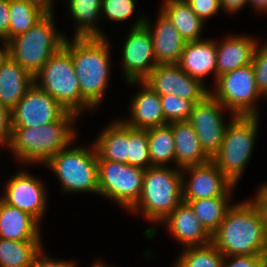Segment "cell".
<instances>
[{
    "label": "cell",
    "mask_w": 267,
    "mask_h": 267,
    "mask_svg": "<svg viewBox=\"0 0 267 267\" xmlns=\"http://www.w3.org/2000/svg\"><path fill=\"white\" fill-rule=\"evenodd\" d=\"M223 256L265 254L267 231L262 209L254 198L232 204L212 235Z\"/></svg>",
    "instance_id": "6da1fadb"
},
{
    "label": "cell",
    "mask_w": 267,
    "mask_h": 267,
    "mask_svg": "<svg viewBox=\"0 0 267 267\" xmlns=\"http://www.w3.org/2000/svg\"><path fill=\"white\" fill-rule=\"evenodd\" d=\"M110 42L107 37L66 38L82 99L93 109L100 106L108 88L111 68Z\"/></svg>",
    "instance_id": "7a4b0ae2"
},
{
    "label": "cell",
    "mask_w": 267,
    "mask_h": 267,
    "mask_svg": "<svg viewBox=\"0 0 267 267\" xmlns=\"http://www.w3.org/2000/svg\"><path fill=\"white\" fill-rule=\"evenodd\" d=\"M78 115L68 112L62 119L37 128H12L8 149L22 164H46L75 141ZM74 125V126H73Z\"/></svg>",
    "instance_id": "3957f363"
},
{
    "label": "cell",
    "mask_w": 267,
    "mask_h": 267,
    "mask_svg": "<svg viewBox=\"0 0 267 267\" xmlns=\"http://www.w3.org/2000/svg\"><path fill=\"white\" fill-rule=\"evenodd\" d=\"M181 169L173 166H152L145 169L142 193L129 210L140 213L151 223L159 224L182 202Z\"/></svg>",
    "instance_id": "277c9868"
},
{
    "label": "cell",
    "mask_w": 267,
    "mask_h": 267,
    "mask_svg": "<svg viewBox=\"0 0 267 267\" xmlns=\"http://www.w3.org/2000/svg\"><path fill=\"white\" fill-rule=\"evenodd\" d=\"M54 13H47L24 34L6 43V54L34 76L59 51L66 36L56 30Z\"/></svg>",
    "instance_id": "5b68a950"
},
{
    "label": "cell",
    "mask_w": 267,
    "mask_h": 267,
    "mask_svg": "<svg viewBox=\"0 0 267 267\" xmlns=\"http://www.w3.org/2000/svg\"><path fill=\"white\" fill-rule=\"evenodd\" d=\"M229 116L222 144L211 160L237 186L254 150L260 116Z\"/></svg>",
    "instance_id": "8992f818"
},
{
    "label": "cell",
    "mask_w": 267,
    "mask_h": 267,
    "mask_svg": "<svg viewBox=\"0 0 267 267\" xmlns=\"http://www.w3.org/2000/svg\"><path fill=\"white\" fill-rule=\"evenodd\" d=\"M34 83L67 111L82 115L93 109L82 99L70 52L63 46L33 76Z\"/></svg>",
    "instance_id": "52a82bcc"
},
{
    "label": "cell",
    "mask_w": 267,
    "mask_h": 267,
    "mask_svg": "<svg viewBox=\"0 0 267 267\" xmlns=\"http://www.w3.org/2000/svg\"><path fill=\"white\" fill-rule=\"evenodd\" d=\"M60 150L44 166L52 170L63 193H95L98 195V158L94 144Z\"/></svg>",
    "instance_id": "ba28073f"
},
{
    "label": "cell",
    "mask_w": 267,
    "mask_h": 267,
    "mask_svg": "<svg viewBox=\"0 0 267 267\" xmlns=\"http://www.w3.org/2000/svg\"><path fill=\"white\" fill-rule=\"evenodd\" d=\"M210 93L235 116H259L256 101L262 98L252 64L222 74Z\"/></svg>",
    "instance_id": "9c48e42d"
},
{
    "label": "cell",
    "mask_w": 267,
    "mask_h": 267,
    "mask_svg": "<svg viewBox=\"0 0 267 267\" xmlns=\"http://www.w3.org/2000/svg\"><path fill=\"white\" fill-rule=\"evenodd\" d=\"M144 172L125 163L98 159V194L128 211L140 198Z\"/></svg>",
    "instance_id": "30bf717a"
},
{
    "label": "cell",
    "mask_w": 267,
    "mask_h": 267,
    "mask_svg": "<svg viewBox=\"0 0 267 267\" xmlns=\"http://www.w3.org/2000/svg\"><path fill=\"white\" fill-rule=\"evenodd\" d=\"M146 16L139 15L131 26L122 48L125 81H143L158 65L154 55L153 40L144 25Z\"/></svg>",
    "instance_id": "8fae6325"
},
{
    "label": "cell",
    "mask_w": 267,
    "mask_h": 267,
    "mask_svg": "<svg viewBox=\"0 0 267 267\" xmlns=\"http://www.w3.org/2000/svg\"><path fill=\"white\" fill-rule=\"evenodd\" d=\"M223 111L228 110L209 93L203 100L193 105L188 122L199 139L202 150L212 159L219 151L229 122H224Z\"/></svg>",
    "instance_id": "7c38bea8"
},
{
    "label": "cell",
    "mask_w": 267,
    "mask_h": 267,
    "mask_svg": "<svg viewBox=\"0 0 267 267\" xmlns=\"http://www.w3.org/2000/svg\"><path fill=\"white\" fill-rule=\"evenodd\" d=\"M67 111L35 83L11 110L12 128H37L62 119Z\"/></svg>",
    "instance_id": "4fadbf2b"
},
{
    "label": "cell",
    "mask_w": 267,
    "mask_h": 267,
    "mask_svg": "<svg viewBox=\"0 0 267 267\" xmlns=\"http://www.w3.org/2000/svg\"><path fill=\"white\" fill-rule=\"evenodd\" d=\"M4 189V194L0 197L3 202L30 214L40 223L48 204L47 190L42 179L32 175L30 171L20 170L10 176Z\"/></svg>",
    "instance_id": "5bb4252c"
},
{
    "label": "cell",
    "mask_w": 267,
    "mask_h": 267,
    "mask_svg": "<svg viewBox=\"0 0 267 267\" xmlns=\"http://www.w3.org/2000/svg\"><path fill=\"white\" fill-rule=\"evenodd\" d=\"M181 175L182 200L232 196L236 186L211 159L204 164L181 169ZM187 176H190V180H187Z\"/></svg>",
    "instance_id": "9a60e30c"
},
{
    "label": "cell",
    "mask_w": 267,
    "mask_h": 267,
    "mask_svg": "<svg viewBox=\"0 0 267 267\" xmlns=\"http://www.w3.org/2000/svg\"><path fill=\"white\" fill-rule=\"evenodd\" d=\"M143 82L160 96L173 94L194 104L210 93L207 86L186 74L178 64H158Z\"/></svg>",
    "instance_id": "2e32d148"
},
{
    "label": "cell",
    "mask_w": 267,
    "mask_h": 267,
    "mask_svg": "<svg viewBox=\"0 0 267 267\" xmlns=\"http://www.w3.org/2000/svg\"><path fill=\"white\" fill-rule=\"evenodd\" d=\"M127 83L130 86L139 84L142 89L131 99L129 118L123 117L121 120L131 128L143 130L168 124L164 118L160 95L143 81H129Z\"/></svg>",
    "instance_id": "e0dca14e"
},
{
    "label": "cell",
    "mask_w": 267,
    "mask_h": 267,
    "mask_svg": "<svg viewBox=\"0 0 267 267\" xmlns=\"http://www.w3.org/2000/svg\"><path fill=\"white\" fill-rule=\"evenodd\" d=\"M184 247L204 246L212 243V236L201 224L188 202L182 201L161 224Z\"/></svg>",
    "instance_id": "ac0fdd59"
},
{
    "label": "cell",
    "mask_w": 267,
    "mask_h": 267,
    "mask_svg": "<svg viewBox=\"0 0 267 267\" xmlns=\"http://www.w3.org/2000/svg\"><path fill=\"white\" fill-rule=\"evenodd\" d=\"M144 25L151 34L157 64H177L187 41L170 19L160 10L154 25L149 18L145 19Z\"/></svg>",
    "instance_id": "d6986e66"
},
{
    "label": "cell",
    "mask_w": 267,
    "mask_h": 267,
    "mask_svg": "<svg viewBox=\"0 0 267 267\" xmlns=\"http://www.w3.org/2000/svg\"><path fill=\"white\" fill-rule=\"evenodd\" d=\"M217 47L213 39L186 42L177 63L181 69L203 84L209 75L217 81Z\"/></svg>",
    "instance_id": "ffe728a7"
},
{
    "label": "cell",
    "mask_w": 267,
    "mask_h": 267,
    "mask_svg": "<svg viewBox=\"0 0 267 267\" xmlns=\"http://www.w3.org/2000/svg\"><path fill=\"white\" fill-rule=\"evenodd\" d=\"M258 41L249 35H230L217 47V79L220 75L252 63L253 54Z\"/></svg>",
    "instance_id": "44dd1931"
},
{
    "label": "cell",
    "mask_w": 267,
    "mask_h": 267,
    "mask_svg": "<svg viewBox=\"0 0 267 267\" xmlns=\"http://www.w3.org/2000/svg\"><path fill=\"white\" fill-rule=\"evenodd\" d=\"M34 83L33 76L8 54L0 60V105L12 110Z\"/></svg>",
    "instance_id": "7402d4cb"
},
{
    "label": "cell",
    "mask_w": 267,
    "mask_h": 267,
    "mask_svg": "<svg viewBox=\"0 0 267 267\" xmlns=\"http://www.w3.org/2000/svg\"><path fill=\"white\" fill-rule=\"evenodd\" d=\"M40 224L30 214L0 199V238L15 241H42Z\"/></svg>",
    "instance_id": "603a6c76"
},
{
    "label": "cell",
    "mask_w": 267,
    "mask_h": 267,
    "mask_svg": "<svg viewBox=\"0 0 267 267\" xmlns=\"http://www.w3.org/2000/svg\"><path fill=\"white\" fill-rule=\"evenodd\" d=\"M175 140V167L183 169L208 162L210 158L202 150L192 125L186 121L168 123Z\"/></svg>",
    "instance_id": "cb8c5ba5"
},
{
    "label": "cell",
    "mask_w": 267,
    "mask_h": 267,
    "mask_svg": "<svg viewBox=\"0 0 267 267\" xmlns=\"http://www.w3.org/2000/svg\"><path fill=\"white\" fill-rule=\"evenodd\" d=\"M100 132L93 142L97 158L128 164L129 126L117 119Z\"/></svg>",
    "instance_id": "d4e9b609"
},
{
    "label": "cell",
    "mask_w": 267,
    "mask_h": 267,
    "mask_svg": "<svg viewBox=\"0 0 267 267\" xmlns=\"http://www.w3.org/2000/svg\"><path fill=\"white\" fill-rule=\"evenodd\" d=\"M164 1L160 10L187 42L203 39L201 33L205 23L194 13L186 0Z\"/></svg>",
    "instance_id": "484cf974"
},
{
    "label": "cell",
    "mask_w": 267,
    "mask_h": 267,
    "mask_svg": "<svg viewBox=\"0 0 267 267\" xmlns=\"http://www.w3.org/2000/svg\"><path fill=\"white\" fill-rule=\"evenodd\" d=\"M68 11L75 20L74 37H106L97 27L101 16V0H70Z\"/></svg>",
    "instance_id": "4316f807"
},
{
    "label": "cell",
    "mask_w": 267,
    "mask_h": 267,
    "mask_svg": "<svg viewBox=\"0 0 267 267\" xmlns=\"http://www.w3.org/2000/svg\"><path fill=\"white\" fill-rule=\"evenodd\" d=\"M232 196H217L198 200H183L188 202L199 218L203 227L212 236L224 219L226 211L232 205Z\"/></svg>",
    "instance_id": "83f0119b"
},
{
    "label": "cell",
    "mask_w": 267,
    "mask_h": 267,
    "mask_svg": "<svg viewBox=\"0 0 267 267\" xmlns=\"http://www.w3.org/2000/svg\"><path fill=\"white\" fill-rule=\"evenodd\" d=\"M147 136L151 167L175 163V140L169 124L147 129Z\"/></svg>",
    "instance_id": "f1b7e54d"
},
{
    "label": "cell",
    "mask_w": 267,
    "mask_h": 267,
    "mask_svg": "<svg viewBox=\"0 0 267 267\" xmlns=\"http://www.w3.org/2000/svg\"><path fill=\"white\" fill-rule=\"evenodd\" d=\"M41 241H15L0 238V267H31Z\"/></svg>",
    "instance_id": "f546056e"
},
{
    "label": "cell",
    "mask_w": 267,
    "mask_h": 267,
    "mask_svg": "<svg viewBox=\"0 0 267 267\" xmlns=\"http://www.w3.org/2000/svg\"><path fill=\"white\" fill-rule=\"evenodd\" d=\"M9 40L24 34L32 28L47 13L25 0H9Z\"/></svg>",
    "instance_id": "4dcf8cb0"
},
{
    "label": "cell",
    "mask_w": 267,
    "mask_h": 267,
    "mask_svg": "<svg viewBox=\"0 0 267 267\" xmlns=\"http://www.w3.org/2000/svg\"><path fill=\"white\" fill-rule=\"evenodd\" d=\"M173 267H221L223 254L213 244L183 247Z\"/></svg>",
    "instance_id": "1f68e13d"
},
{
    "label": "cell",
    "mask_w": 267,
    "mask_h": 267,
    "mask_svg": "<svg viewBox=\"0 0 267 267\" xmlns=\"http://www.w3.org/2000/svg\"><path fill=\"white\" fill-rule=\"evenodd\" d=\"M128 165L144 170L151 167L147 130L129 126Z\"/></svg>",
    "instance_id": "d6a6232c"
},
{
    "label": "cell",
    "mask_w": 267,
    "mask_h": 267,
    "mask_svg": "<svg viewBox=\"0 0 267 267\" xmlns=\"http://www.w3.org/2000/svg\"><path fill=\"white\" fill-rule=\"evenodd\" d=\"M164 118L167 123L188 120L194 103L173 94L160 96Z\"/></svg>",
    "instance_id": "836d02e7"
},
{
    "label": "cell",
    "mask_w": 267,
    "mask_h": 267,
    "mask_svg": "<svg viewBox=\"0 0 267 267\" xmlns=\"http://www.w3.org/2000/svg\"><path fill=\"white\" fill-rule=\"evenodd\" d=\"M135 0H101V16L113 22H124L133 16Z\"/></svg>",
    "instance_id": "e575fe53"
},
{
    "label": "cell",
    "mask_w": 267,
    "mask_h": 267,
    "mask_svg": "<svg viewBox=\"0 0 267 267\" xmlns=\"http://www.w3.org/2000/svg\"><path fill=\"white\" fill-rule=\"evenodd\" d=\"M252 67L254 70L256 85L263 98L267 96V40L265 45L257 43L253 58Z\"/></svg>",
    "instance_id": "d590c367"
},
{
    "label": "cell",
    "mask_w": 267,
    "mask_h": 267,
    "mask_svg": "<svg viewBox=\"0 0 267 267\" xmlns=\"http://www.w3.org/2000/svg\"><path fill=\"white\" fill-rule=\"evenodd\" d=\"M265 254L224 256L221 267H265Z\"/></svg>",
    "instance_id": "8d00e7d4"
},
{
    "label": "cell",
    "mask_w": 267,
    "mask_h": 267,
    "mask_svg": "<svg viewBox=\"0 0 267 267\" xmlns=\"http://www.w3.org/2000/svg\"><path fill=\"white\" fill-rule=\"evenodd\" d=\"M186 2L203 22L221 9L219 0H186Z\"/></svg>",
    "instance_id": "74e56055"
},
{
    "label": "cell",
    "mask_w": 267,
    "mask_h": 267,
    "mask_svg": "<svg viewBox=\"0 0 267 267\" xmlns=\"http://www.w3.org/2000/svg\"><path fill=\"white\" fill-rule=\"evenodd\" d=\"M12 137L11 110L0 105V148H7Z\"/></svg>",
    "instance_id": "f35d334b"
},
{
    "label": "cell",
    "mask_w": 267,
    "mask_h": 267,
    "mask_svg": "<svg viewBox=\"0 0 267 267\" xmlns=\"http://www.w3.org/2000/svg\"><path fill=\"white\" fill-rule=\"evenodd\" d=\"M31 267H76L74 261L71 260H54L45 255L44 248L35 255Z\"/></svg>",
    "instance_id": "ab89813d"
},
{
    "label": "cell",
    "mask_w": 267,
    "mask_h": 267,
    "mask_svg": "<svg viewBox=\"0 0 267 267\" xmlns=\"http://www.w3.org/2000/svg\"><path fill=\"white\" fill-rule=\"evenodd\" d=\"M9 0H0V41L6 44L9 41Z\"/></svg>",
    "instance_id": "60d3db41"
},
{
    "label": "cell",
    "mask_w": 267,
    "mask_h": 267,
    "mask_svg": "<svg viewBox=\"0 0 267 267\" xmlns=\"http://www.w3.org/2000/svg\"><path fill=\"white\" fill-rule=\"evenodd\" d=\"M221 10L228 14H236V12L242 10L245 5L248 4V0H219Z\"/></svg>",
    "instance_id": "b9f144b4"
},
{
    "label": "cell",
    "mask_w": 267,
    "mask_h": 267,
    "mask_svg": "<svg viewBox=\"0 0 267 267\" xmlns=\"http://www.w3.org/2000/svg\"><path fill=\"white\" fill-rule=\"evenodd\" d=\"M254 199L262 209L267 231V183L262 184L259 188H257V193L256 196H254Z\"/></svg>",
    "instance_id": "7bdbcfd3"
},
{
    "label": "cell",
    "mask_w": 267,
    "mask_h": 267,
    "mask_svg": "<svg viewBox=\"0 0 267 267\" xmlns=\"http://www.w3.org/2000/svg\"><path fill=\"white\" fill-rule=\"evenodd\" d=\"M43 9L46 13H53V0H25Z\"/></svg>",
    "instance_id": "ee69618b"
},
{
    "label": "cell",
    "mask_w": 267,
    "mask_h": 267,
    "mask_svg": "<svg viewBox=\"0 0 267 267\" xmlns=\"http://www.w3.org/2000/svg\"><path fill=\"white\" fill-rule=\"evenodd\" d=\"M248 3L257 10V13H267V0H248Z\"/></svg>",
    "instance_id": "f6af8a7d"
},
{
    "label": "cell",
    "mask_w": 267,
    "mask_h": 267,
    "mask_svg": "<svg viewBox=\"0 0 267 267\" xmlns=\"http://www.w3.org/2000/svg\"><path fill=\"white\" fill-rule=\"evenodd\" d=\"M109 264L104 263L103 261L101 262V260L97 259L95 260V262L92 264V266L90 267H113V266H108Z\"/></svg>",
    "instance_id": "bcb514c9"
},
{
    "label": "cell",
    "mask_w": 267,
    "mask_h": 267,
    "mask_svg": "<svg viewBox=\"0 0 267 267\" xmlns=\"http://www.w3.org/2000/svg\"><path fill=\"white\" fill-rule=\"evenodd\" d=\"M2 47H0V60L3 58V56L6 54V44H4L2 41H0Z\"/></svg>",
    "instance_id": "7dc6e473"
},
{
    "label": "cell",
    "mask_w": 267,
    "mask_h": 267,
    "mask_svg": "<svg viewBox=\"0 0 267 267\" xmlns=\"http://www.w3.org/2000/svg\"><path fill=\"white\" fill-rule=\"evenodd\" d=\"M265 267H267V250H266V252H265Z\"/></svg>",
    "instance_id": "c3c4849f"
}]
</instances>
